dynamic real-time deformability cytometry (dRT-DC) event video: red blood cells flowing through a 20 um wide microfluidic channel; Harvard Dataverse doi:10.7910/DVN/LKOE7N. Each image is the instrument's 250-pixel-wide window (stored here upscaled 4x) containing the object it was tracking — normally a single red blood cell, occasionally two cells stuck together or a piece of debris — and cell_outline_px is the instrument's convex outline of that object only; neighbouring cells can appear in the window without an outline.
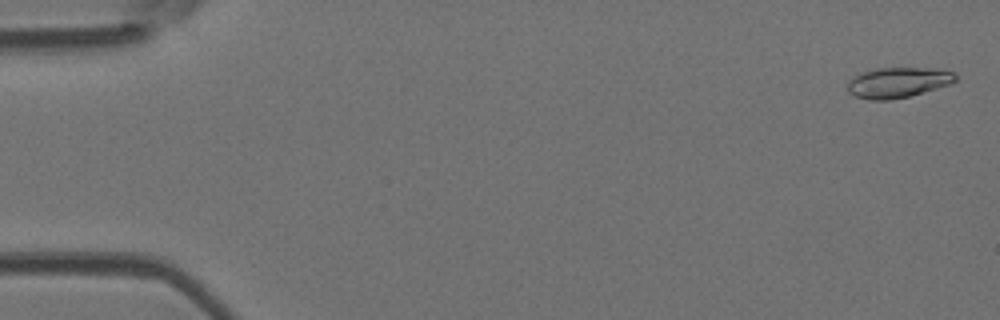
{"species": "Egyptian fruit bat (a non-hibernating species)", "species_latin": "Rousettus aegyptiacus", "temperature_condition": "room temperature", "stored_images_in_passage": 52, "camera_frame_rate_fps": 3000, "um_per_image_px": 0.085, "animal": {"sex": "female"}, "frame": {"image": 1, "passage_image": 2, "time_ms": 0.333, "image_size_px": [1000, 320], "cell_outline_px": [[956, 80], [948, 84], [936, 88], [908, 96], [888, 100], [868, 100], [856, 96], [848, 92], [848, 80], [852, 76], [860, 72], [876, 68], [928, 68], [952, 72], [956, 76]], "centroid_in_image_um": [76.24, 7.01], "position_along_channel_um": 8.8, "area_um2": 18.9}}
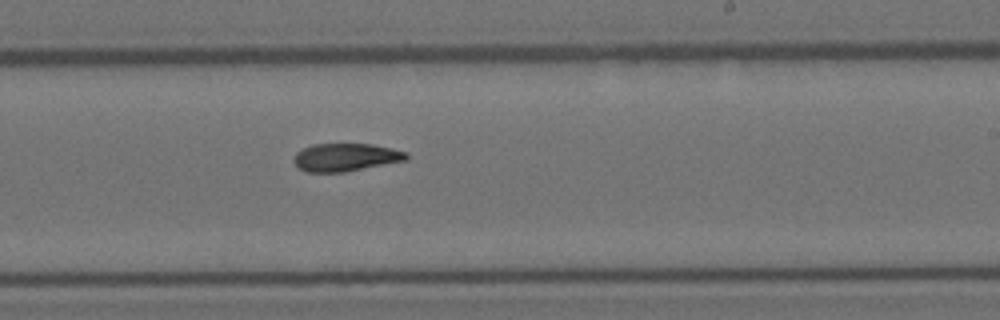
{"frame": {"image": 2, "passage_image": 32, "time_ms": 10.333, "image_size_px": [1000, 320], "cell_outline_px": [[408, 160], [344, 172], [304, 172], [296, 168], [292, 160], [296, 152], [312, 144], [372, 144], [392, 148], [408, 152]], "centroid_in_image_um": [29.35, 13.37], "position_along_channel_um": 259.6, "area_um2": 18.55}}
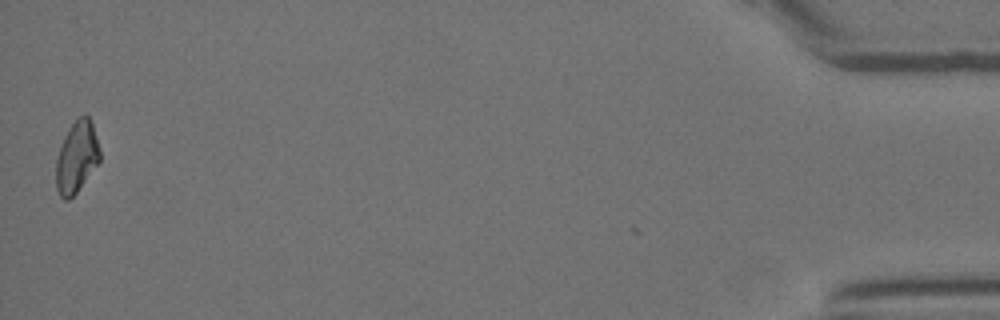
{"frame": {"image": 3, "passage_image": 52, "time_ms": 17.0, "image_size_px": [1000, 320], "cell_outline_px": [[100, 160], [76, 192], [68, 200], [64, 200], [60, 196], [56, 188], [56, 160], [64, 136], [68, 128], [84, 112], [88, 116], [92, 124], [100, 152]], "centroid_in_image_um": [6.5, 13.34], "position_along_channel_um": 428.7, "area_um2": 17.92}, "authors_computed_cell_mechanics": {"area_um2": 18.6694, "velocity_mm_per_s": 3.9125, "shape_relaxation_time_tau1_ms": null, "shape_relaxation_time_tau2_ms": 8.1449, "deformation_change_tau1": null, "deformation_change_tau2": 0.1581}}